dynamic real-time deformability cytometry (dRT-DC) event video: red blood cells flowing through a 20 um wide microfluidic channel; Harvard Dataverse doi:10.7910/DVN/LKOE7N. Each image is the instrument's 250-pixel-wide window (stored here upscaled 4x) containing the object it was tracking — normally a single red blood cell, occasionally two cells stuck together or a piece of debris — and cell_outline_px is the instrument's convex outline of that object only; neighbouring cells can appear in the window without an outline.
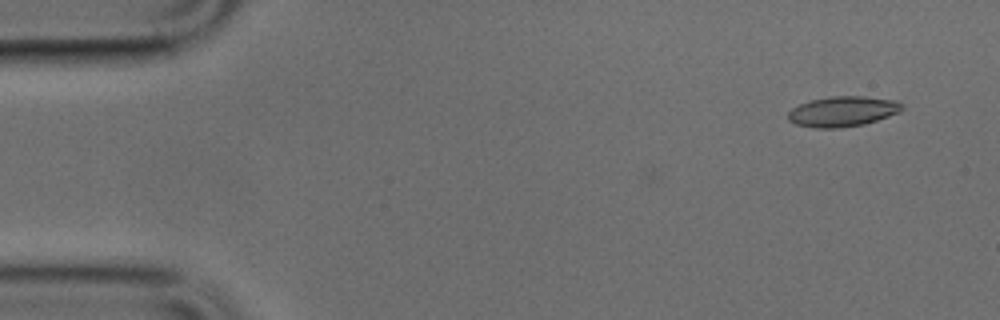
{"species": "common noctule bat (a hibernating species)", "species_latin": "Nyctalus noctula", "temperature_condition": "cold", "stored_images_in_passage": 45, "camera_frame_rate_fps": 3000, "um_per_image_px": 0.085, "animal": {"sex": "male", "body_mass_g": 17.9, "forearm_length_mm": 54.2}, "frame": {"image": 1, "passage_image": 1, "time_ms": 0.0, "image_size_px": [1000, 320], "cell_outline_px": [[904, 108], [900, 112], [864, 124], [840, 128], [812, 128], [796, 124], [788, 120], [788, 112], [792, 108], [800, 104], [812, 100], [832, 96], [864, 96], [896, 100], [904, 104]], "centroid_in_image_um": [71.65, 9.47], "position_along_channel_um": 13.4, "area_um2": 20.17}}
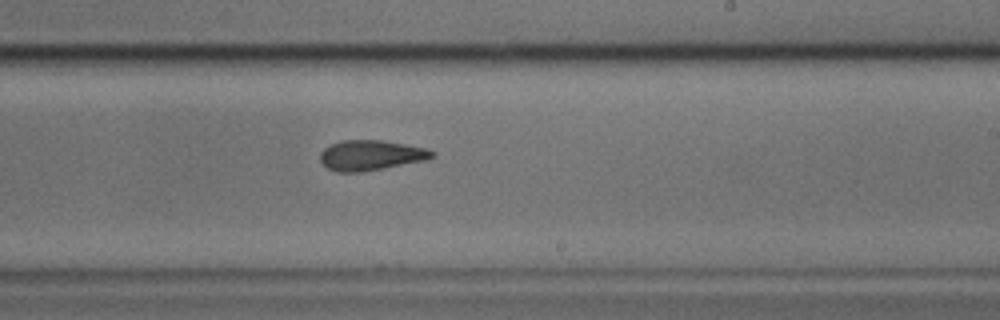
{"frame": {"image": 2, "passage_image": 27, "time_ms": 8.667, "image_size_px": [1000, 320], "cell_outline_px": [[436, 156], [428, 160], [360, 172], [336, 172], [328, 168], [320, 160], [320, 152], [324, 148], [340, 140], [384, 140], [428, 148], [436, 152]], "centroid_in_image_um": [31.57, 13.19], "position_along_channel_um": 257.4, "area_um2": 19.88}}
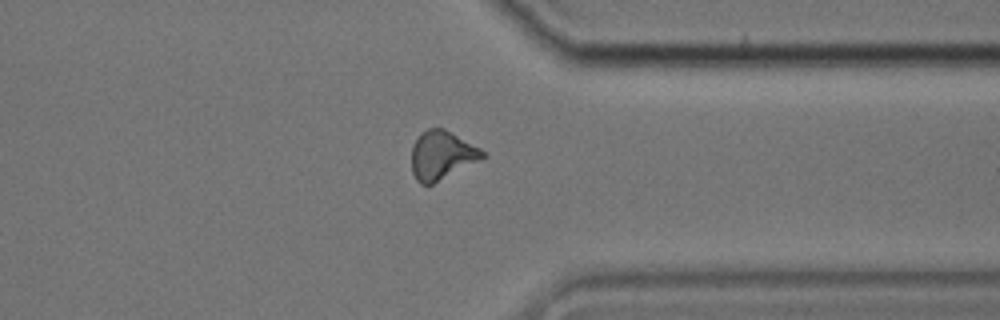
{"frame": {"image": 3, "passage_image": 36, "time_ms": 11.667, "image_size_px": [1000, 320], "cell_outline_px": [[488, 156], [432, 184], [420, 184], [416, 180], [412, 172], [412, 144], [420, 132], [428, 128], [444, 128], [480, 148]], "centroid_in_image_um": [37.53, 13.18], "position_along_channel_um": 373.9, "area_um2": 20.11}}